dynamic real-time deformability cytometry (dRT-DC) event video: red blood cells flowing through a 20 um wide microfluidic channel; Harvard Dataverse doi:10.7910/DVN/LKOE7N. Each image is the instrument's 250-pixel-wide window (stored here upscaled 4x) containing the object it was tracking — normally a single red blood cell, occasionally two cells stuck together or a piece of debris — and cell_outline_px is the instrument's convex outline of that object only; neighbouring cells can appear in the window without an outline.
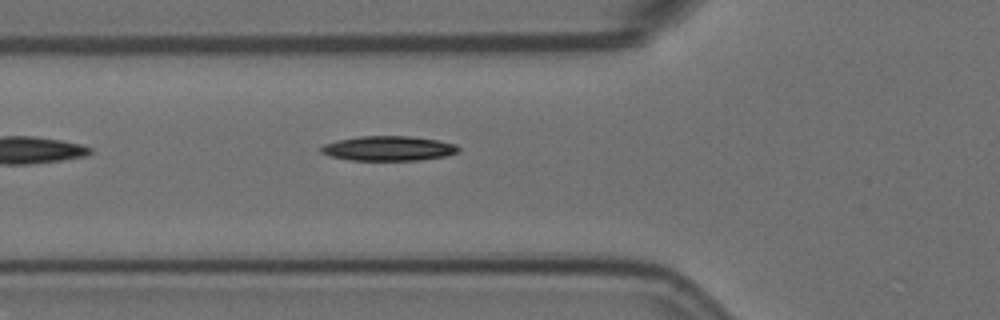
{"species": "Egyptian fruit bat (a non-hibernating species)", "species_latin": "Rousettus aegyptiacus", "temperature_condition": "room temperature", "stored_images_in_passage": 5, "camera_frame_rate_fps": 3000, "um_per_image_px": 0.085, "animal": {"sex": "female"}, "frame": {"image": 1, "passage_image": 5, "time_ms": 1.333, "image_size_px": [1000, 320], "cell_outline_px": [[460, 152], [444, 156], [420, 160], [352, 160], [332, 156], [320, 152], [320, 148], [324, 144], [340, 140], [360, 136], [408, 136], [436, 140], [456, 144], [460, 148]], "centroid_in_image_um": [33.05, 12.61], "position_along_channel_um": 92.7, "area_um2": 19.59}}